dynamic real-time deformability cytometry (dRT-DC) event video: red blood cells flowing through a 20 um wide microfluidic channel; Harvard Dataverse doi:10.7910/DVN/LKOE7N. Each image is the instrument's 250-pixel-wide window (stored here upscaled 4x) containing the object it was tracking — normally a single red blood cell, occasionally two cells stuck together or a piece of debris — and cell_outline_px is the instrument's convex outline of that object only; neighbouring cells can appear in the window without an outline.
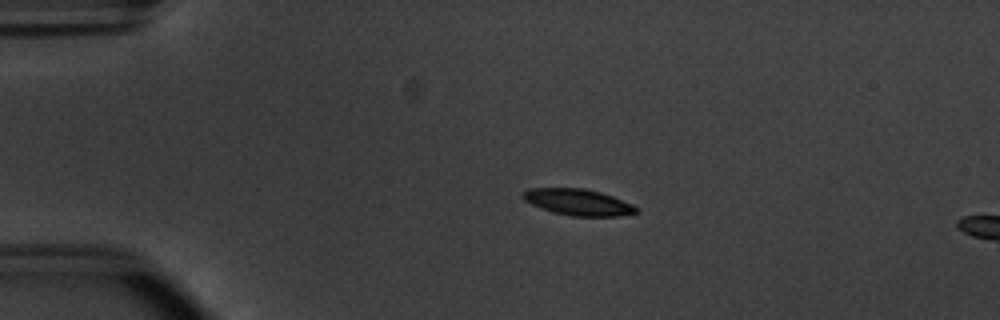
{"species": "common noctule bat (a hibernating species)", "species_latin": "Nyctalus noctula", "temperature_condition": "warm", "stored_images_in_passage": 16, "camera_frame_rate_fps": 3000, "um_per_image_px": 0.085, "animal": {"sex": "male", "body_mass_g": 20.1, "forearm_length_mm": 53.5}, "frame": {"image": 1, "passage_image": 12, "time_ms": 3.667, "image_size_px": [1000, 320], "cell_outline_px": [[640, 212], [620, 216], [572, 216], [552, 212], [532, 204], [524, 200], [520, 196], [528, 188], [584, 188], [600, 192], [612, 196], [632, 204], [640, 208]], "centroid_in_image_um": [49.16, 17.19], "position_along_channel_um": 35.8, "area_um2": 17.46}}